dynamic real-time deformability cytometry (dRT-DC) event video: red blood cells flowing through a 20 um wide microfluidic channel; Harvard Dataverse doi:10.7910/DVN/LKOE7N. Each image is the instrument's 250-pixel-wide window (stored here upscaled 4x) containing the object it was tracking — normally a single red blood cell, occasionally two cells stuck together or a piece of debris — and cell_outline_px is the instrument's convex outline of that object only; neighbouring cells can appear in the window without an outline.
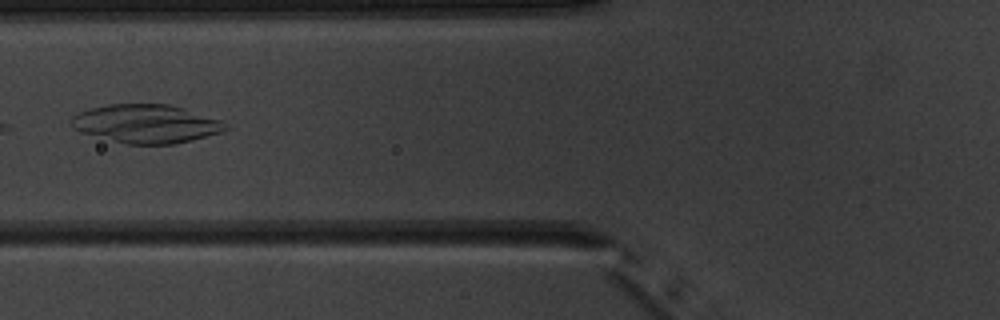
{"species": "common noctule bat (a hibernating species)", "species_latin": "Nyctalus noctula", "temperature_condition": "warm", "stored_images_in_passage": 6, "camera_frame_rate_fps": 3000, "um_per_image_px": 0.085, "animal": {"sex": "male", "body_mass_g": 20.1, "forearm_length_mm": 53.5}, "frame": {"image": 1, "passage_image": 6, "time_ms": 5.667, "image_size_px": [1000, 320], "cell_outline_px": [[228, 128], [220, 132], [192, 140], [176, 144], [128, 144], [84, 132], [72, 128], [68, 124], [68, 120], [76, 112], [108, 104], [168, 104], [184, 108], [220, 120]], "centroid_in_image_um": [12.37, 10.51], "position_along_channel_um": 113.4, "area_um2": 34.33}}